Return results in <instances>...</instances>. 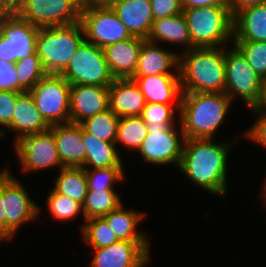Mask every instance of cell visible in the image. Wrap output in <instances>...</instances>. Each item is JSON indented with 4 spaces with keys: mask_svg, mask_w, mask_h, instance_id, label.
Listing matches in <instances>:
<instances>
[{
    "mask_svg": "<svg viewBox=\"0 0 266 267\" xmlns=\"http://www.w3.org/2000/svg\"><path fill=\"white\" fill-rule=\"evenodd\" d=\"M213 139H185L179 168L198 187L209 193H227V158L230 143Z\"/></svg>",
    "mask_w": 266,
    "mask_h": 267,
    "instance_id": "6da1fadb",
    "label": "cell"
},
{
    "mask_svg": "<svg viewBox=\"0 0 266 267\" xmlns=\"http://www.w3.org/2000/svg\"><path fill=\"white\" fill-rule=\"evenodd\" d=\"M179 75L182 93H224V46L184 51L179 55Z\"/></svg>",
    "mask_w": 266,
    "mask_h": 267,
    "instance_id": "7a4b0ae2",
    "label": "cell"
},
{
    "mask_svg": "<svg viewBox=\"0 0 266 267\" xmlns=\"http://www.w3.org/2000/svg\"><path fill=\"white\" fill-rule=\"evenodd\" d=\"M231 102L225 93H182L178 114L185 139H212Z\"/></svg>",
    "mask_w": 266,
    "mask_h": 267,
    "instance_id": "3957f363",
    "label": "cell"
},
{
    "mask_svg": "<svg viewBox=\"0 0 266 267\" xmlns=\"http://www.w3.org/2000/svg\"><path fill=\"white\" fill-rule=\"evenodd\" d=\"M84 40L85 33L80 21L40 28L36 52L46 73L60 75Z\"/></svg>",
    "mask_w": 266,
    "mask_h": 267,
    "instance_id": "277c9868",
    "label": "cell"
},
{
    "mask_svg": "<svg viewBox=\"0 0 266 267\" xmlns=\"http://www.w3.org/2000/svg\"><path fill=\"white\" fill-rule=\"evenodd\" d=\"M192 49L223 47L233 39V14L230 6H205L184 9Z\"/></svg>",
    "mask_w": 266,
    "mask_h": 267,
    "instance_id": "5b68a950",
    "label": "cell"
},
{
    "mask_svg": "<svg viewBox=\"0 0 266 267\" xmlns=\"http://www.w3.org/2000/svg\"><path fill=\"white\" fill-rule=\"evenodd\" d=\"M70 85L110 86L114 78L102 48L84 40L60 74Z\"/></svg>",
    "mask_w": 266,
    "mask_h": 267,
    "instance_id": "8992f818",
    "label": "cell"
},
{
    "mask_svg": "<svg viewBox=\"0 0 266 267\" xmlns=\"http://www.w3.org/2000/svg\"><path fill=\"white\" fill-rule=\"evenodd\" d=\"M29 92L50 126L70 122V84L63 76L47 74Z\"/></svg>",
    "mask_w": 266,
    "mask_h": 267,
    "instance_id": "52a82bcc",
    "label": "cell"
},
{
    "mask_svg": "<svg viewBox=\"0 0 266 267\" xmlns=\"http://www.w3.org/2000/svg\"><path fill=\"white\" fill-rule=\"evenodd\" d=\"M39 29L17 13L0 14V60L14 64L36 53Z\"/></svg>",
    "mask_w": 266,
    "mask_h": 267,
    "instance_id": "ba28073f",
    "label": "cell"
},
{
    "mask_svg": "<svg viewBox=\"0 0 266 267\" xmlns=\"http://www.w3.org/2000/svg\"><path fill=\"white\" fill-rule=\"evenodd\" d=\"M175 127V124H147L148 134L138 150L144 162L158 166L172 163L179 167L185 137L181 125L180 138Z\"/></svg>",
    "mask_w": 266,
    "mask_h": 267,
    "instance_id": "9c48e42d",
    "label": "cell"
},
{
    "mask_svg": "<svg viewBox=\"0 0 266 267\" xmlns=\"http://www.w3.org/2000/svg\"><path fill=\"white\" fill-rule=\"evenodd\" d=\"M224 46L226 71L225 94L233 101L235 95L242 98L248 108L257 103L262 79L250 67L242 53L233 45L231 50Z\"/></svg>",
    "mask_w": 266,
    "mask_h": 267,
    "instance_id": "30bf717a",
    "label": "cell"
},
{
    "mask_svg": "<svg viewBox=\"0 0 266 267\" xmlns=\"http://www.w3.org/2000/svg\"><path fill=\"white\" fill-rule=\"evenodd\" d=\"M80 22L85 40L102 49L132 37L111 7H82Z\"/></svg>",
    "mask_w": 266,
    "mask_h": 267,
    "instance_id": "8fae6325",
    "label": "cell"
},
{
    "mask_svg": "<svg viewBox=\"0 0 266 267\" xmlns=\"http://www.w3.org/2000/svg\"><path fill=\"white\" fill-rule=\"evenodd\" d=\"M3 207L6 218V239H12L25 222L34 221L40 208L26 189L5 168L3 170Z\"/></svg>",
    "mask_w": 266,
    "mask_h": 267,
    "instance_id": "7c38bea8",
    "label": "cell"
},
{
    "mask_svg": "<svg viewBox=\"0 0 266 267\" xmlns=\"http://www.w3.org/2000/svg\"><path fill=\"white\" fill-rule=\"evenodd\" d=\"M79 0H25L18 15L35 26H64L80 21Z\"/></svg>",
    "mask_w": 266,
    "mask_h": 267,
    "instance_id": "4fadbf2b",
    "label": "cell"
},
{
    "mask_svg": "<svg viewBox=\"0 0 266 267\" xmlns=\"http://www.w3.org/2000/svg\"><path fill=\"white\" fill-rule=\"evenodd\" d=\"M13 144L22 165L21 170L24 172L43 170L55 165L60 169L63 167L53 132L50 129L24 136Z\"/></svg>",
    "mask_w": 266,
    "mask_h": 267,
    "instance_id": "5bb4252c",
    "label": "cell"
},
{
    "mask_svg": "<svg viewBox=\"0 0 266 267\" xmlns=\"http://www.w3.org/2000/svg\"><path fill=\"white\" fill-rule=\"evenodd\" d=\"M149 241H121L94 249L90 267H145L150 261Z\"/></svg>",
    "mask_w": 266,
    "mask_h": 267,
    "instance_id": "9a60e30c",
    "label": "cell"
},
{
    "mask_svg": "<svg viewBox=\"0 0 266 267\" xmlns=\"http://www.w3.org/2000/svg\"><path fill=\"white\" fill-rule=\"evenodd\" d=\"M109 109V86L70 85V122L81 124Z\"/></svg>",
    "mask_w": 266,
    "mask_h": 267,
    "instance_id": "2e32d148",
    "label": "cell"
},
{
    "mask_svg": "<svg viewBox=\"0 0 266 267\" xmlns=\"http://www.w3.org/2000/svg\"><path fill=\"white\" fill-rule=\"evenodd\" d=\"M145 39L132 36L103 48L105 59L114 79H132Z\"/></svg>",
    "mask_w": 266,
    "mask_h": 267,
    "instance_id": "e0dca14e",
    "label": "cell"
},
{
    "mask_svg": "<svg viewBox=\"0 0 266 267\" xmlns=\"http://www.w3.org/2000/svg\"><path fill=\"white\" fill-rule=\"evenodd\" d=\"M50 130L53 132L62 166L83 167L86 149L82 141V126L68 122L51 125Z\"/></svg>",
    "mask_w": 266,
    "mask_h": 267,
    "instance_id": "ac0fdd59",
    "label": "cell"
},
{
    "mask_svg": "<svg viewBox=\"0 0 266 267\" xmlns=\"http://www.w3.org/2000/svg\"><path fill=\"white\" fill-rule=\"evenodd\" d=\"M146 103L181 104L180 75L133 76Z\"/></svg>",
    "mask_w": 266,
    "mask_h": 267,
    "instance_id": "d6986e66",
    "label": "cell"
},
{
    "mask_svg": "<svg viewBox=\"0 0 266 267\" xmlns=\"http://www.w3.org/2000/svg\"><path fill=\"white\" fill-rule=\"evenodd\" d=\"M144 95L132 79H114L109 86V109L118 117L141 116Z\"/></svg>",
    "mask_w": 266,
    "mask_h": 267,
    "instance_id": "ffe728a7",
    "label": "cell"
},
{
    "mask_svg": "<svg viewBox=\"0 0 266 267\" xmlns=\"http://www.w3.org/2000/svg\"><path fill=\"white\" fill-rule=\"evenodd\" d=\"M177 74L170 71L172 68ZM179 75V55L144 40L134 76Z\"/></svg>",
    "mask_w": 266,
    "mask_h": 267,
    "instance_id": "44dd1931",
    "label": "cell"
},
{
    "mask_svg": "<svg viewBox=\"0 0 266 267\" xmlns=\"http://www.w3.org/2000/svg\"><path fill=\"white\" fill-rule=\"evenodd\" d=\"M7 128L16 132L14 141L17 142L24 136L49 130L50 125L37 109L30 92L26 91L18 96L11 124Z\"/></svg>",
    "mask_w": 266,
    "mask_h": 267,
    "instance_id": "7402d4cb",
    "label": "cell"
},
{
    "mask_svg": "<svg viewBox=\"0 0 266 267\" xmlns=\"http://www.w3.org/2000/svg\"><path fill=\"white\" fill-rule=\"evenodd\" d=\"M111 8L132 36L147 39L154 21L150 0H119Z\"/></svg>",
    "mask_w": 266,
    "mask_h": 267,
    "instance_id": "603a6c76",
    "label": "cell"
},
{
    "mask_svg": "<svg viewBox=\"0 0 266 267\" xmlns=\"http://www.w3.org/2000/svg\"><path fill=\"white\" fill-rule=\"evenodd\" d=\"M266 41V3L246 7L233 16V39Z\"/></svg>",
    "mask_w": 266,
    "mask_h": 267,
    "instance_id": "cb8c5ba5",
    "label": "cell"
},
{
    "mask_svg": "<svg viewBox=\"0 0 266 267\" xmlns=\"http://www.w3.org/2000/svg\"><path fill=\"white\" fill-rule=\"evenodd\" d=\"M146 40L153 43L181 44L187 48L185 51L192 49V40L183 13L154 20Z\"/></svg>",
    "mask_w": 266,
    "mask_h": 267,
    "instance_id": "d4e9b609",
    "label": "cell"
},
{
    "mask_svg": "<svg viewBox=\"0 0 266 267\" xmlns=\"http://www.w3.org/2000/svg\"><path fill=\"white\" fill-rule=\"evenodd\" d=\"M82 141L86 154L83 168L93 169L123 166L116 144L97 139L82 128Z\"/></svg>",
    "mask_w": 266,
    "mask_h": 267,
    "instance_id": "484cf974",
    "label": "cell"
},
{
    "mask_svg": "<svg viewBox=\"0 0 266 267\" xmlns=\"http://www.w3.org/2000/svg\"><path fill=\"white\" fill-rule=\"evenodd\" d=\"M146 214L130 209H124L121 203L115 210H112L103 218L108 223L111 230L121 241H148L147 235L137 231V225Z\"/></svg>",
    "mask_w": 266,
    "mask_h": 267,
    "instance_id": "4316f807",
    "label": "cell"
},
{
    "mask_svg": "<svg viewBox=\"0 0 266 267\" xmlns=\"http://www.w3.org/2000/svg\"><path fill=\"white\" fill-rule=\"evenodd\" d=\"M52 188L56 193L84 203L88 193L87 178L83 167H62Z\"/></svg>",
    "mask_w": 266,
    "mask_h": 267,
    "instance_id": "83f0119b",
    "label": "cell"
},
{
    "mask_svg": "<svg viewBox=\"0 0 266 267\" xmlns=\"http://www.w3.org/2000/svg\"><path fill=\"white\" fill-rule=\"evenodd\" d=\"M120 199L119 194L113 189L88 190L82 204V216H84V219L103 217L122 203Z\"/></svg>",
    "mask_w": 266,
    "mask_h": 267,
    "instance_id": "f1b7e54d",
    "label": "cell"
},
{
    "mask_svg": "<svg viewBox=\"0 0 266 267\" xmlns=\"http://www.w3.org/2000/svg\"><path fill=\"white\" fill-rule=\"evenodd\" d=\"M147 134V124L141 116L121 117L117 126L115 144L120 142L125 148L139 150Z\"/></svg>",
    "mask_w": 266,
    "mask_h": 267,
    "instance_id": "f546056e",
    "label": "cell"
},
{
    "mask_svg": "<svg viewBox=\"0 0 266 267\" xmlns=\"http://www.w3.org/2000/svg\"><path fill=\"white\" fill-rule=\"evenodd\" d=\"M120 117L112 110L107 109L91 118L86 119L80 125L89 134L99 140L115 143L117 137V126Z\"/></svg>",
    "mask_w": 266,
    "mask_h": 267,
    "instance_id": "4dcf8cb0",
    "label": "cell"
},
{
    "mask_svg": "<svg viewBox=\"0 0 266 267\" xmlns=\"http://www.w3.org/2000/svg\"><path fill=\"white\" fill-rule=\"evenodd\" d=\"M81 226L83 239L92 249H99L118 242V238L103 217L85 219Z\"/></svg>",
    "mask_w": 266,
    "mask_h": 267,
    "instance_id": "1f68e13d",
    "label": "cell"
},
{
    "mask_svg": "<svg viewBox=\"0 0 266 267\" xmlns=\"http://www.w3.org/2000/svg\"><path fill=\"white\" fill-rule=\"evenodd\" d=\"M19 80V92L30 91L43 77L47 75L41 60L36 53L14 63Z\"/></svg>",
    "mask_w": 266,
    "mask_h": 267,
    "instance_id": "d6a6232c",
    "label": "cell"
},
{
    "mask_svg": "<svg viewBox=\"0 0 266 267\" xmlns=\"http://www.w3.org/2000/svg\"><path fill=\"white\" fill-rule=\"evenodd\" d=\"M250 67L263 80L266 79V41L231 40Z\"/></svg>",
    "mask_w": 266,
    "mask_h": 267,
    "instance_id": "836d02e7",
    "label": "cell"
},
{
    "mask_svg": "<svg viewBox=\"0 0 266 267\" xmlns=\"http://www.w3.org/2000/svg\"><path fill=\"white\" fill-rule=\"evenodd\" d=\"M47 203L50 214L58 220H72L79 213H83L82 204L65 195L56 193L53 189L49 191Z\"/></svg>",
    "mask_w": 266,
    "mask_h": 267,
    "instance_id": "e575fe53",
    "label": "cell"
},
{
    "mask_svg": "<svg viewBox=\"0 0 266 267\" xmlns=\"http://www.w3.org/2000/svg\"><path fill=\"white\" fill-rule=\"evenodd\" d=\"M88 190L113 189V184L125 178L123 166L105 167L89 170L84 168Z\"/></svg>",
    "mask_w": 266,
    "mask_h": 267,
    "instance_id": "d590c367",
    "label": "cell"
},
{
    "mask_svg": "<svg viewBox=\"0 0 266 267\" xmlns=\"http://www.w3.org/2000/svg\"><path fill=\"white\" fill-rule=\"evenodd\" d=\"M175 109L179 111L180 104L172 106L167 104L146 103L141 118L146 124H175Z\"/></svg>",
    "mask_w": 266,
    "mask_h": 267,
    "instance_id": "8d00e7d4",
    "label": "cell"
},
{
    "mask_svg": "<svg viewBox=\"0 0 266 267\" xmlns=\"http://www.w3.org/2000/svg\"><path fill=\"white\" fill-rule=\"evenodd\" d=\"M153 19L175 16L183 13L182 0H150Z\"/></svg>",
    "mask_w": 266,
    "mask_h": 267,
    "instance_id": "74e56055",
    "label": "cell"
},
{
    "mask_svg": "<svg viewBox=\"0 0 266 267\" xmlns=\"http://www.w3.org/2000/svg\"><path fill=\"white\" fill-rule=\"evenodd\" d=\"M20 94L17 91L0 90V126L7 128L11 124L17 98Z\"/></svg>",
    "mask_w": 266,
    "mask_h": 267,
    "instance_id": "f35d334b",
    "label": "cell"
},
{
    "mask_svg": "<svg viewBox=\"0 0 266 267\" xmlns=\"http://www.w3.org/2000/svg\"><path fill=\"white\" fill-rule=\"evenodd\" d=\"M0 90L19 92V80L13 63L0 60Z\"/></svg>",
    "mask_w": 266,
    "mask_h": 267,
    "instance_id": "ab89813d",
    "label": "cell"
},
{
    "mask_svg": "<svg viewBox=\"0 0 266 267\" xmlns=\"http://www.w3.org/2000/svg\"><path fill=\"white\" fill-rule=\"evenodd\" d=\"M251 110L253 113L256 112V115L259 117L256 119V122L250 126V130H246L244 136L266 148V112L257 111L256 109Z\"/></svg>",
    "mask_w": 266,
    "mask_h": 267,
    "instance_id": "60d3db41",
    "label": "cell"
},
{
    "mask_svg": "<svg viewBox=\"0 0 266 267\" xmlns=\"http://www.w3.org/2000/svg\"><path fill=\"white\" fill-rule=\"evenodd\" d=\"M183 9L205 6H230L229 0H182Z\"/></svg>",
    "mask_w": 266,
    "mask_h": 267,
    "instance_id": "b9f144b4",
    "label": "cell"
},
{
    "mask_svg": "<svg viewBox=\"0 0 266 267\" xmlns=\"http://www.w3.org/2000/svg\"><path fill=\"white\" fill-rule=\"evenodd\" d=\"M25 0H0V14H13L23 7Z\"/></svg>",
    "mask_w": 266,
    "mask_h": 267,
    "instance_id": "7bdbcfd3",
    "label": "cell"
},
{
    "mask_svg": "<svg viewBox=\"0 0 266 267\" xmlns=\"http://www.w3.org/2000/svg\"><path fill=\"white\" fill-rule=\"evenodd\" d=\"M3 207V171L0 173V242L6 240V218Z\"/></svg>",
    "mask_w": 266,
    "mask_h": 267,
    "instance_id": "ee69618b",
    "label": "cell"
},
{
    "mask_svg": "<svg viewBox=\"0 0 266 267\" xmlns=\"http://www.w3.org/2000/svg\"><path fill=\"white\" fill-rule=\"evenodd\" d=\"M266 0H229V5L233 16L239 11L249 6L264 4Z\"/></svg>",
    "mask_w": 266,
    "mask_h": 267,
    "instance_id": "f6af8a7d",
    "label": "cell"
},
{
    "mask_svg": "<svg viewBox=\"0 0 266 267\" xmlns=\"http://www.w3.org/2000/svg\"><path fill=\"white\" fill-rule=\"evenodd\" d=\"M81 7H112L119 0H79Z\"/></svg>",
    "mask_w": 266,
    "mask_h": 267,
    "instance_id": "bcb514c9",
    "label": "cell"
},
{
    "mask_svg": "<svg viewBox=\"0 0 266 267\" xmlns=\"http://www.w3.org/2000/svg\"><path fill=\"white\" fill-rule=\"evenodd\" d=\"M250 109H256L257 111L266 112V79L262 80L260 96L257 103L253 108Z\"/></svg>",
    "mask_w": 266,
    "mask_h": 267,
    "instance_id": "7dc6e473",
    "label": "cell"
},
{
    "mask_svg": "<svg viewBox=\"0 0 266 267\" xmlns=\"http://www.w3.org/2000/svg\"><path fill=\"white\" fill-rule=\"evenodd\" d=\"M266 180V179H265ZM263 191H262V195L261 196H263L264 198H263V201L264 202H266V181H265V183H264V186H263V189H262ZM266 204V203H265ZM265 207H266V205H265Z\"/></svg>",
    "mask_w": 266,
    "mask_h": 267,
    "instance_id": "c3c4849f",
    "label": "cell"
}]
</instances>
